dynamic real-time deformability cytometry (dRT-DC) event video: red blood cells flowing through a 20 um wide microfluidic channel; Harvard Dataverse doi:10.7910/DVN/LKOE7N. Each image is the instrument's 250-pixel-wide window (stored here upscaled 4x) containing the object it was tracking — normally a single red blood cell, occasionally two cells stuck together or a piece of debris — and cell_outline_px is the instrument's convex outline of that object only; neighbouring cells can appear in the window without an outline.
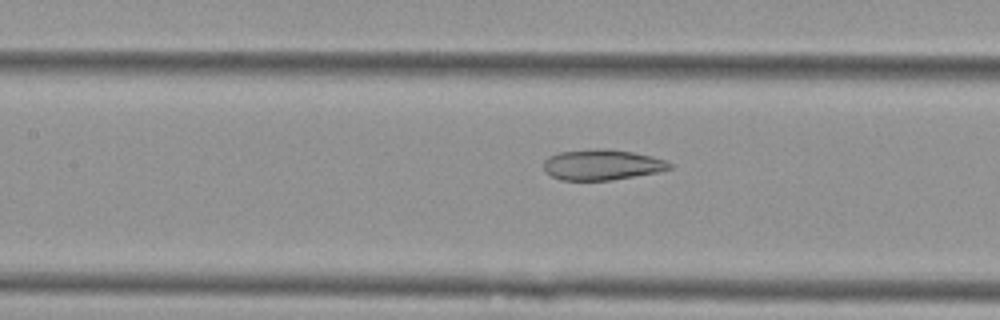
{"species": "Egyptian fruit bat (a non-hibernating species)", "species_latin": "Rousettus aegyptiacus", "temperature_condition": "cold", "stored_images_in_passage": 12, "camera_frame_rate_fps": 3000, "um_per_image_px": 0.085, "animal": {"sex": "female"}, "frame": {"image": 1, "passage_image": 9, "time_ms": 2.667, "image_size_px": [1000, 320], "cell_outline_px": [[672, 168], [660, 172], [612, 180], [560, 180], [544, 172], [544, 160], [548, 156], [560, 152], [596, 148], [608, 148], [632, 152], [652, 156], [664, 160], [672, 164]], "centroid_in_image_um": [51.17, 14.0], "position_along_channel_um": 156.2, "area_um2": 22.66}}